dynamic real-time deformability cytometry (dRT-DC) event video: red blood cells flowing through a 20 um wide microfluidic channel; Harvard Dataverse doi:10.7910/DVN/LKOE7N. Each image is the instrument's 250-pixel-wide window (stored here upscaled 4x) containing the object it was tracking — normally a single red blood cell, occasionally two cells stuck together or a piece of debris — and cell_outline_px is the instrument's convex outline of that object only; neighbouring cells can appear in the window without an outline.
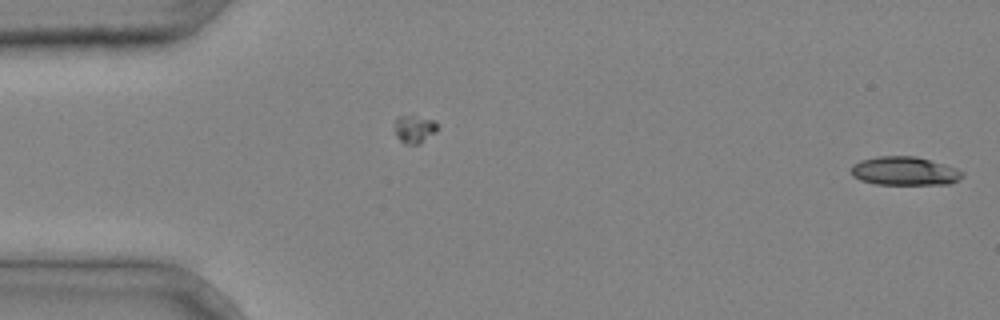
{"species": "common noctule bat (a hibernating species)", "species_latin": "Nyctalus noctula", "temperature_condition": "cold", "stored_images_in_passage": 2, "camera_frame_rate_fps": 3000, "um_per_image_px": 0.085, "animal": {"sex": "male", "body_mass_g": 20.4}, "frame": {"image": 1, "passage_image": 2, "time_ms": 0.333, "image_size_px": [1000, 320], "cell_outline_px": [[964, 176], [960, 180], [948, 184], [876, 184], [860, 180], [852, 176], [852, 164], [860, 160], [876, 156], [916, 156], [944, 164], [956, 168], [964, 172]], "centroid_in_image_um": [76.9, 14.53], "position_along_channel_um": 8.1, "area_um2": 18.67}}